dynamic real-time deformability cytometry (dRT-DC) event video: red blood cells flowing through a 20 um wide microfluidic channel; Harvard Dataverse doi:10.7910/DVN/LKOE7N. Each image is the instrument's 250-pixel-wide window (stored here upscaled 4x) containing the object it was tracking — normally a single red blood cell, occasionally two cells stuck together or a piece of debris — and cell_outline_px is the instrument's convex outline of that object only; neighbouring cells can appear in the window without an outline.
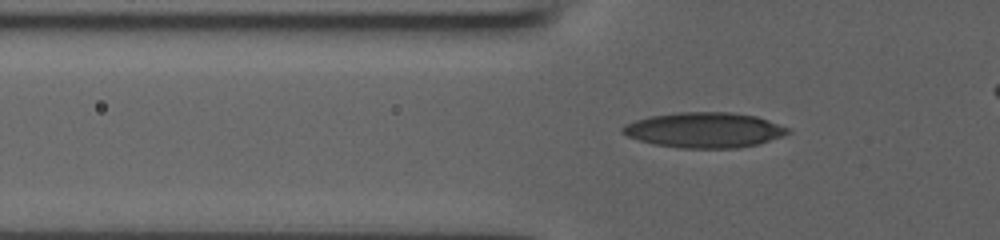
{"species": "human", "species_latin": "Homo sapiens", "temperature_condition": "room temperature", "stored_images_in_passage": 39, "camera_frame_rate_fps": 3000, "um_per_image_px": 0.085, "donor": {"sex": "male"}, "frame": {"image": 1, "passage_image": 10, "time_ms": 3.0, "image_size_px": [1000, 240], "cell_outline_px": [[792, 132], [784, 136], [760, 144], [740, 148], [680, 148], [652, 144], [628, 136], [620, 132], [620, 128], [624, 124], [636, 120], [652, 116], [676, 112], [732, 112], [756, 116], [768, 120], [788, 128]], "centroid_in_image_um": [59.88, 11.06], "position_along_channel_um": 65.9, "area_um2": 34.22}}
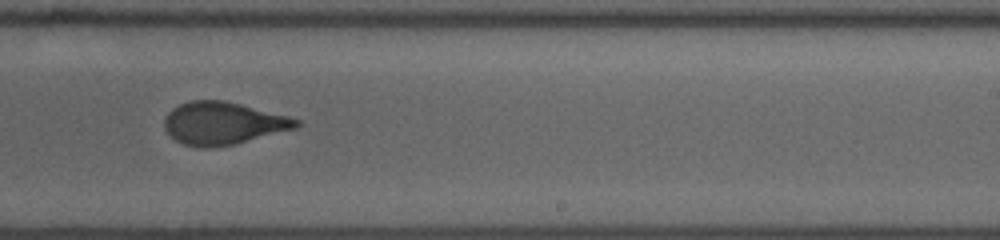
{"frame": {"image": 2, "passage_image": 25, "time_ms": 8.0, "image_size_px": [1000, 240], "cell_outline_px": [[304, 124], [296, 128], [236, 144], [208, 148], [200, 148], [184, 144], [176, 140], [164, 128], [164, 116], [172, 108], [180, 104], [192, 100], [224, 100], [288, 116], [300, 120]], "centroid_in_image_um": [18.96, 10.48], "position_along_channel_um": 270.0, "area_um2": 32.77}}
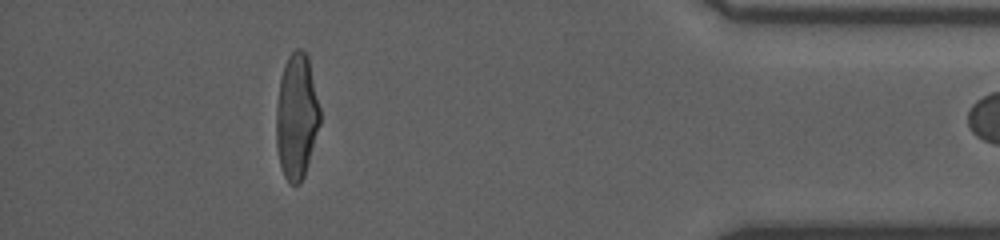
{"frame": {"image": 3, "passage_image": 38, "time_ms": 12.333, "image_size_px": [1000, 240], "cell_outline_px": [[320, 124], [304, 176], [300, 184], [296, 188], [288, 184], [284, 176], [280, 164], [276, 144], [276, 104], [280, 80], [284, 64], [288, 56], [296, 48], [300, 48], [308, 56], [320, 108]], "centroid_in_image_um": [25.2, 9.93], "position_along_channel_um": 410.0, "area_um2": 32.25}}